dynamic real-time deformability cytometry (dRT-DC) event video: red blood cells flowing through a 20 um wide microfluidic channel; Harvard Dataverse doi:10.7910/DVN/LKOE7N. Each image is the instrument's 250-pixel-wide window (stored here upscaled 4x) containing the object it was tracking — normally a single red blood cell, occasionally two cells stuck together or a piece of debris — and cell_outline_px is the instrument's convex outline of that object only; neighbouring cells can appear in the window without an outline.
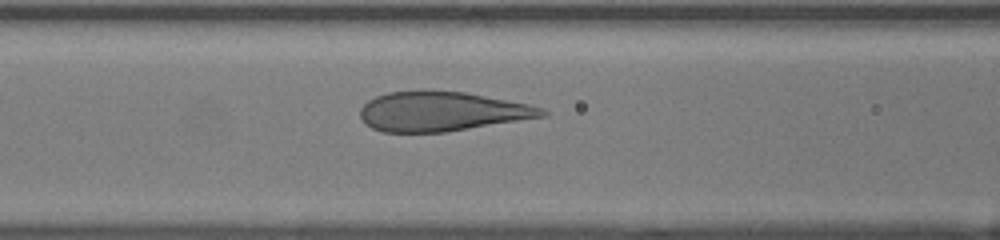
{"species": "human", "species_latin": "Homo sapiens", "temperature_condition": "room temperature", "stored_images_in_passage": 25, "camera_frame_rate_fps": 3000, "um_per_image_px": 0.085, "donor": {"sex": "female"}, "frame": {"image": 1, "passage_image": 7, "time_ms": 2.0, "image_size_px": [1000, 240], "cell_outline_px": [[548, 116], [444, 132], [384, 132], [372, 128], [360, 116], [360, 108], [368, 100], [376, 96], [388, 92], [464, 92], [528, 104], [544, 108], [548, 112]], "centroid_in_image_um": [37.58, 9.49], "position_along_channel_um": 129.0, "area_um2": 41.15}}
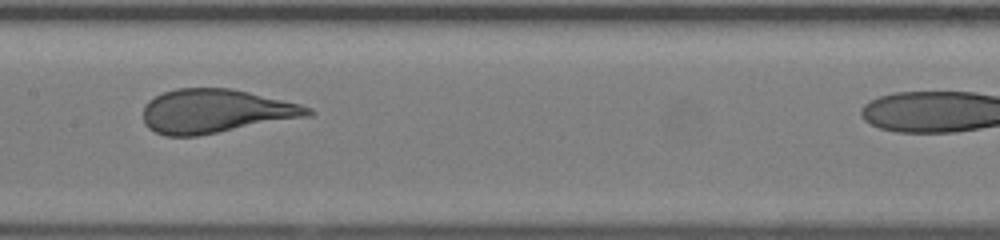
{"frame": {"image": 2, "passage_image": 11, "time_ms": 3.333, "image_size_px": [1000, 240], "cell_outline_px": [[312, 116], [196, 136], [164, 136], [148, 128], [144, 124], [144, 104], [148, 100], [164, 92], [176, 88], [232, 88], [300, 104], [312, 108]], "centroid_in_image_um": [18.32, 9.45], "position_along_channel_um": 189.1, "area_um2": 42.14}}
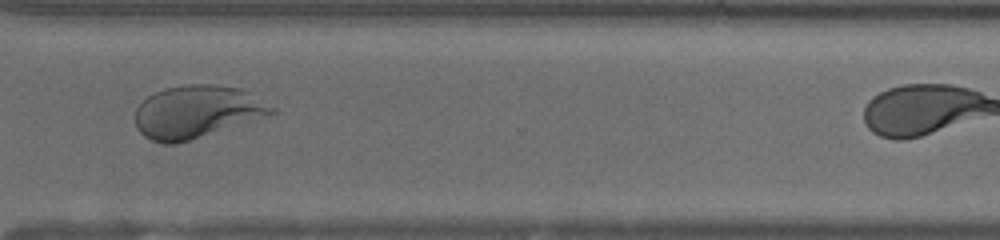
{"frame": {"image": 3, "passage_image": 22, "time_ms": 7.0, "image_size_px": [1000, 240], "cell_outline_px": [[276, 112], [268, 116], [176, 144], [164, 144], [152, 140], [144, 136], [136, 128], [136, 108], [148, 96], [164, 88], [188, 84], [212, 84], [240, 88], [276, 108]], "centroid_in_image_um": [16.72, 9.5], "position_along_channel_um": 353.9, "area_um2": 41.56}}